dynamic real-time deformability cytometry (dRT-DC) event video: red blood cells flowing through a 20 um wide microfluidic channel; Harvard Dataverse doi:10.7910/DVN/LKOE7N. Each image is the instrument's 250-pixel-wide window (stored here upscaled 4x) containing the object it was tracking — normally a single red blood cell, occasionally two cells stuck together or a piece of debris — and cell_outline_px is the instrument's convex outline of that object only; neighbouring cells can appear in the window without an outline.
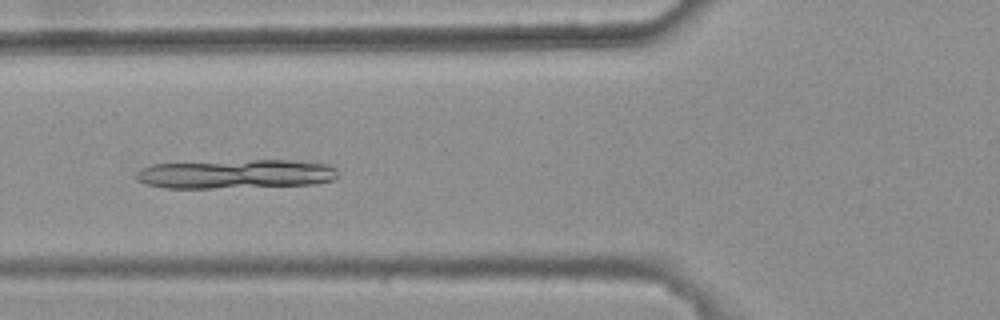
{"species": "common noctule bat (a hibernating species)", "species_latin": "Nyctalus noctula", "temperature_condition": "warm", "stored_images_in_passage": 7, "camera_frame_rate_fps": 3000, "um_per_image_px": 0.085, "animal": {"sex": "female", "body_mass_g": 25.1}, "frame": {"image": 1, "passage_image": 5, "time_ms": 1.333, "image_size_px": [1000, 320], "cell_outline_px": [[336, 176], [332, 180], [316, 184], [212, 188], [168, 188], [148, 184], [136, 180], [136, 172], [152, 164], [252, 160], [288, 160], [324, 164], [336, 168]], "centroid_in_image_um": [20.02, 14.79], "position_along_channel_um": 105.8, "area_um2": 33.76}}
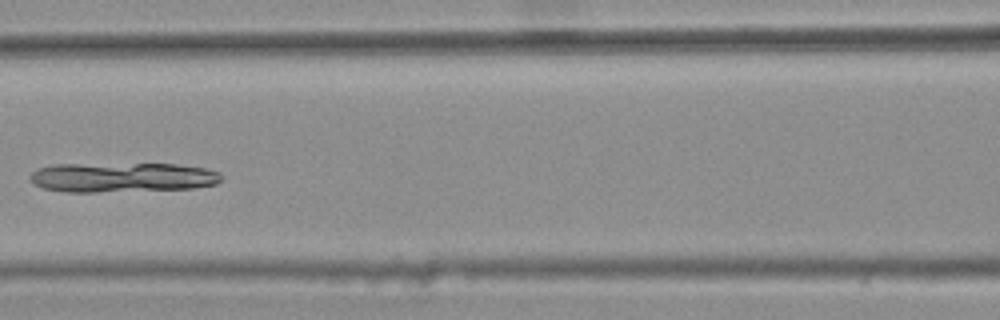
{"frame": {"image": 2, "passage_image": 6, "time_ms": 1.667, "image_size_px": [1000, 320], "cell_outline_px": [[224, 176], [216, 184], [192, 188], [96, 192], [64, 192], [44, 188], [32, 184], [28, 176], [36, 168], [52, 164], [176, 164], [208, 168], [220, 172]], "centroid_in_image_um": [10.36, 15.07], "position_along_channel_um": 156.2, "area_um2": 33.41}}
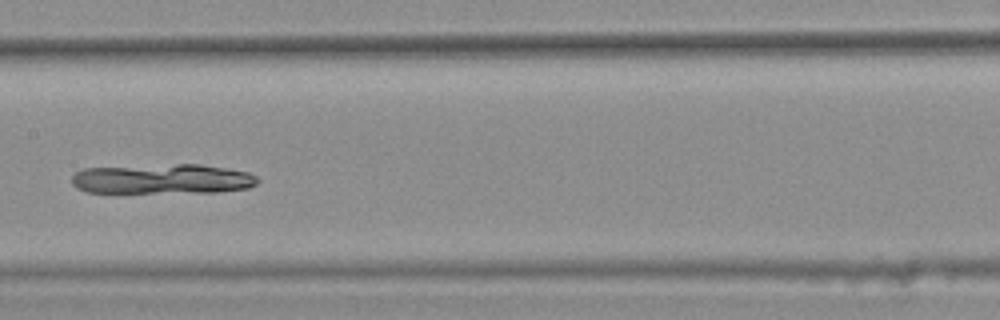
{"frame": {"image": 3, "passage_image": 7, "time_ms": 2.0, "image_size_px": [1000, 320], "cell_outline_px": [[260, 180], [256, 184], [248, 188], [216, 192], [84, 192], [76, 188], [72, 184], [72, 176], [76, 172], [84, 168], [176, 164], [200, 164], [228, 168], [248, 172], [256, 176]], "centroid_in_image_um": [13.82, 15.21], "position_along_channel_um": 193.6, "area_um2": 32.43}}